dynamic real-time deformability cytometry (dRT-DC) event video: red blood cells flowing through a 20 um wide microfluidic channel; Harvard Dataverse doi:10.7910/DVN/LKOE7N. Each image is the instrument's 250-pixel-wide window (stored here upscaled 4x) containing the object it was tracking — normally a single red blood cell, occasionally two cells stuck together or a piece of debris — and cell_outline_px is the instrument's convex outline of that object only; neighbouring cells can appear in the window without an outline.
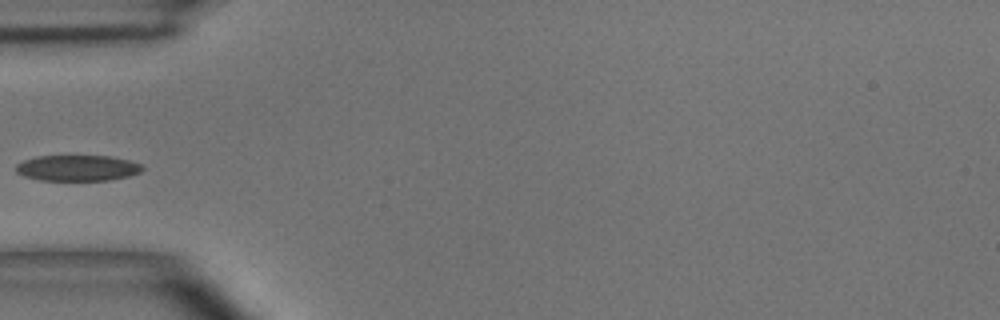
{"species": "common noctule bat (a hibernating species)", "species_latin": "Nyctalus noctula", "temperature_condition": "room temperature", "stored_images_in_passage": 4, "camera_frame_rate_fps": 3000, "um_per_image_px": 0.085, "animal": {"sex": "male", "body_mass_g": 15.6}, "frame": {"image": 1, "passage_image": 4, "time_ms": 4.333, "image_size_px": [1000, 320], "cell_outline_px": [[144, 168], [140, 172], [128, 176], [112, 180], [40, 180], [24, 176], [16, 172], [16, 164], [24, 160], [36, 156], [108, 156], [128, 160], [140, 164]], "centroid_in_image_um": [6.57, 14.28], "position_along_channel_um": 78.4, "area_um2": 18.96}}